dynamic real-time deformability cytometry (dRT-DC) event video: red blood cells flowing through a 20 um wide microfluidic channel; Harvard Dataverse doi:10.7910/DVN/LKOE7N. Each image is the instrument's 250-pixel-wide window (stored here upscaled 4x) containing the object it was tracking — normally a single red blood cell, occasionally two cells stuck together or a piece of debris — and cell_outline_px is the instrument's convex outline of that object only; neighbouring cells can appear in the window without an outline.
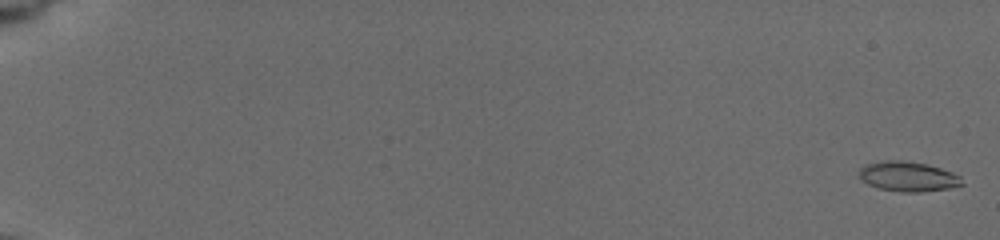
{"species": "common noctule bat (a hibernating species)", "species_latin": "Nyctalus noctula", "temperature_condition": "cold", "stored_images_in_passage": 23, "camera_frame_rate_fps": 3000, "um_per_image_px": 0.085, "animal": {"sex": "female", "body_mass_g": 19.5, "forearm_length_mm": 54.1}, "frame": {"image": 1, "passage_image": 2, "time_ms": 0.333, "image_size_px": [1000, 240], "cell_outline_px": [[964, 184], [948, 188], [920, 192], [900, 192], [876, 188], [868, 184], [860, 176], [860, 168], [864, 164], [884, 160], [900, 160], [928, 164], [952, 172], [960, 176]], "centroid_in_image_um": [77.17, 15.0], "position_along_channel_um": 7.8, "area_um2": 17.92}}
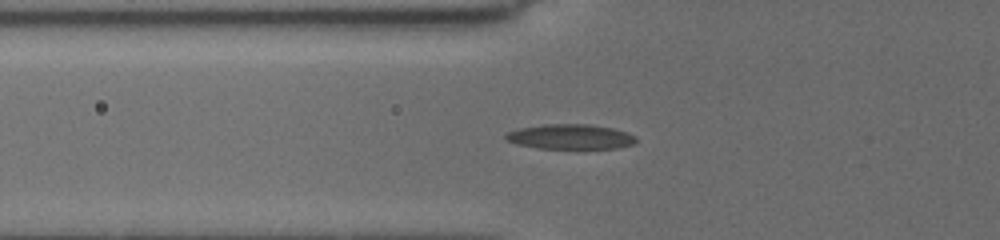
{"frame": {"image": 2, "passage_image": 20, "time_ms": 7.667, "image_size_px": [1000, 240], "cell_outline_px": [[636, 140], [632, 144], [616, 148], [540, 148], [516, 144], [504, 140], [504, 136], [508, 132], [520, 128], [544, 124], [588, 124], [612, 128], [628, 132], [636, 136]], "centroid_in_image_um": [48.46, 11.61], "position_along_channel_um": 77.3, "area_um2": 18.84}}
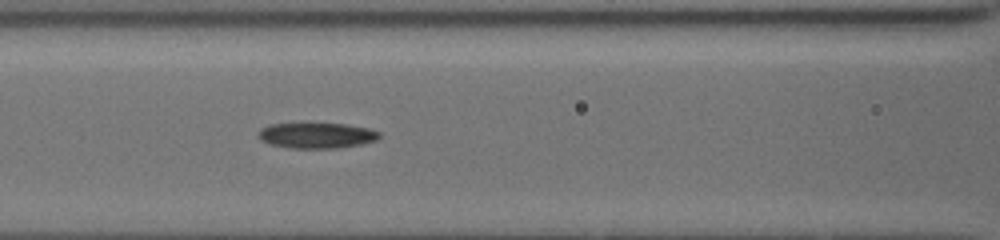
{"frame": {"image": 3, "passage_image": 23, "time_ms": 9.333, "image_size_px": [1000, 240], "cell_outline_px": [[380, 136], [376, 140], [360, 144], [336, 148], [288, 148], [268, 144], [260, 140], [256, 136], [260, 128], [268, 124], [312, 120], [344, 124], [368, 128], [380, 132]], "centroid_in_image_um": [26.81, 11.46], "position_along_channel_um": 139.8, "area_um2": 19.13}}